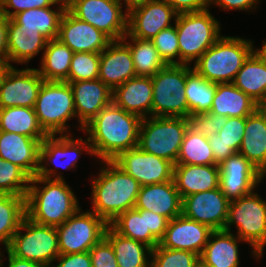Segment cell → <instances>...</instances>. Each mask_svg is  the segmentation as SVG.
Masks as SVG:
<instances>
[{
	"label": "cell",
	"mask_w": 266,
	"mask_h": 267,
	"mask_svg": "<svg viewBox=\"0 0 266 267\" xmlns=\"http://www.w3.org/2000/svg\"><path fill=\"white\" fill-rule=\"evenodd\" d=\"M142 118L126 112L113 102L104 107L83 127L91 144L93 156L112 161L120 153L138 147Z\"/></svg>",
	"instance_id": "cell-1"
},
{
	"label": "cell",
	"mask_w": 266,
	"mask_h": 267,
	"mask_svg": "<svg viewBox=\"0 0 266 267\" xmlns=\"http://www.w3.org/2000/svg\"><path fill=\"white\" fill-rule=\"evenodd\" d=\"M92 180V212L110 225L120 214L135 207L141 184L113 161Z\"/></svg>",
	"instance_id": "cell-2"
},
{
	"label": "cell",
	"mask_w": 266,
	"mask_h": 267,
	"mask_svg": "<svg viewBox=\"0 0 266 267\" xmlns=\"http://www.w3.org/2000/svg\"><path fill=\"white\" fill-rule=\"evenodd\" d=\"M40 184L44 186L40 188ZM79 208L78 198L65 179L51 180L38 176L30 179L26 195V217L31 221L58 227Z\"/></svg>",
	"instance_id": "cell-3"
},
{
	"label": "cell",
	"mask_w": 266,
	"mask_h": 267,
	"mask_svg": "<svg viewBox=\"0 0 266 267\" xmlns=\"http://www.w3.org/2000/svg\"><path fill=\"white\" fill-rule=\"evenodd\" d=\"M253 49L250 39L221 36L194 62L192 68L212 83H232Z\"/></svg>",
	"instance_id": "cell-4"
},
{
	"label": "cell",
	"mask_w": 266,
	"mask_h": 267,
	"mask_svg": "<svg viewBox=\"0 0 266 267\" xmlns=\"http://www.w3.org/2000/svg\"><path fill=\"white\" fill-rule=\"evenodd\" d=\"M231 225L237 227L235 235L250 244L251 255L260 259L266 246V200L253 191L230 201L224 230L231 232Z\"/></svg>",
	"instance_id": "cell-5"
},
{
	"label": "cell",
	"mask_w": 266,
	"mask_h": 267,
	"mask_svg": "<svg viewBox=\"0 0 266 267\" xmlns=\"http://www.w3.org/2000/svg\"><path fill=\"white\" fill-rule=\"evenodd\" d=\"M174 21L180 64L196 62L222 36L221 25L208 8L199 12L179 13Z\"/></svg>",
	"instance_id": "cell-6"
},
{
	"label": "cell",
	"mask_w": 266,
	"mask_h": 267,
	"mask_svg": "<svg viewBox=\"0 0 266 267\" xmlns=\"http://www.w3.org/2000/svg\"><path fill=\"white\" fill-rule=\"evenodd\" d=\"M43 131L48 135H67L71 120L76 116L73 92L66 81H44L34 106Z\"/></svg>",
	"instance_id": "cell-7"
},
{
	"label": "cell",
	"mask_w": 266,
	"mask_h": 267,
	"mask_svg": "<svg viewBox=\"0 0 266 267\" xmlns=\"http://www.w3.org/2000/svg\"><path fill=\"white\" fill-rule=\"evenodd\" d=\"M188 128V119L183 117L143 118L138 147L146 153L164 158L175 165Z\"/></svg>",
	"instance_id": "cell-8"
},
{
	"label": "cell",
	"mask_w": 266,
	"mask_h": 267,
	"mask_svg": "<svg viewBox=\"0 0 266 267\" xmlns=\"http://www.w3.org/2000/svg\"><path fill=\"white\" fill-rule=\"evenodd\" d=\"M7 250L20 259L51 267L60 255L57 229L37 224L25 217Z\"/></svg>",
	"instance_id": "cell-9"
},
{
	"label": "cell",
	"mask_w": 266,
	"mask_h": 267,
	"mask_svg": "<svg viewBox=\"0 0 266 267\" xmlns=\"http://www.w3.org/2000/svg\"><path fill=\"white\" fill-rule=\"evenodd\" d=\"M151 79L152 116L187 118L190 112L185 96L186 64H168Z\"/></svg>",
	"instance_id": "cell-10"
},
{
	"label": "cell",
	"mask_w": 266,
	"mask_h": 267,
	"mask_svg": "<svg viewBox=\"0 0 266 267\" xmlns=\"http://www.w3.org/2000/svg\"><path fill=\"white\" fill-rule=\"evenodd\" d=\"M67 10L107 35L112 41L127 34L128 13L117 0H66Z\"/></svg>",
	"instance_id": "cell-11"
},
{
	"label": "cell",
	"mask_w": 266,
	"mask_h": 267,
	"mask_svg": "<svg viewBox=\"0 0 266 267\" xmlns=\"http://www.w3.org/2000/svg\"><path fill=\"white\" fill-rule=\"evenodd\" d=\"M71 134L47 136L40 144L39 170L38 177L51 180H64L63 174L58 173L57 168L73 170L77 165L81 152L85 151L93 155L91 144L87 139L83 141L82 137L78 140L73 139ZM45 162V164H44ZM49 164L54 168H48ZM73 168V169H72ZM58 173V174H57ZM54 177V178H53Z\"/></svg>",
	"instance_id": "cell-12"
},
{
	"label": "cell",
	"mask_w": 266,
	"mask_h": 267,
	"mask_svg": "<svg viewBox=\"0 0 266 267\" xmlns=\"http://www.w3.org/2000/svg\"><path fill=\"white\" fill-rule=\"evenodd\" d=\"M107 226L94 212H84L79 208L56 227L60 254L88 252L104 237Z\"/></svg>",
	"instance_id": "cell-13"
},
{
	"label": "cell",
	"mask_w": 266,
	"mask_h": 267,
	"mask_svg": "<svg viewBox=\"0 0 266 267\" xmlns=\"http://www.w3.org/2000/svg\"><path fill=\"white\" fill-rule=\"evenodd\" d=\"M44 79L36 68L7 66L0 78V109L14 106L34 108Z\"/></svg>",
	"instance_id": "cell-14"
},
{
	"label": "cell",
	"mask_w": 266,
	"mask_h": 267,
	"mask_svg": "<svg viewBox=\"0 0 266 267\" xmlns=\"http://www.w3.org/2000/svg\"><path fill=\"white\" fill-rule=\"evenodd\" d=\"M169 220L151 210L129 209L120 214L110 226L120 235L145 243L152 249L163 238Z\"/></svg>",
	"instance_id": "cell-15"
},
{
	"label": "cell",
	"mask_w": 266,
	"mask_h": 267,
	"mask_svg": "<svg viewBox=\"0 0 266 267\" xmlns=\"http://www.w3.org/2000/svg\"><path fill=\"white\" fill-rule=\"evenodd\" d=\"M141 186L173 180L174 164L164 158L142 151L139 147L120 153L112 160Z\"/></svg>",
	"instance_id": "cell-16"
},
{
	"label": "cell",
	"mask_w": 266,
	"mask_h": 267,
	"mask_svg": "<svg viewBox=\"0 0 266 267\" xmlns=\"http://www.w3.org/2000/svg\"><path fill=\"white\" fill-rule=\"evenodd\" d=\"M229 202L220 187L195 193L182 198V215L213 231L224 230Z\"/></svg>",
	"instance_id": "cell-17"
},
{
	"label": "cell",
	"mask_w": 266,
	"mask_h": 267,
	"mask_svg": "<svg viewBox=\"0 0 266 267\" xmlns=\"http://www.w3.org/2000/svg\"><path fill=\"white\" fill-rule=\"evenodd\" d=\"M178 13L162 0L149 1L128 12L127 34L137 39L154 38L171 25Z\"/></svg>",
	"instance_id": "cell-18"
},
{
	"label": "cell",
	"mask_w": 266,
	"mask_h": 267,
	"mask_svg": "<svg viewBox=\"0 0 266 267\" xmlns=\"http://www.w3.org/2000/svg\"><path fill=\"white\" fill-rule=\"evenodd\" d=\"M219 169V187L229 201L252 193L259 185L258 169L239 152L225 159Z\"/></svg>",
	"instance_id": "cell-19"
},
{
	"label": "cell",
	"mask_w": 266,
	"mask_h": 267,
	"mask_svg": "<svg viewBox=\"0 0 266 267\" xmlns=\"http://www.w3.org/2000/svg\"><path fill=\"white\" fill-rule=\"evenodd\" d=\"M74 53H101L112 40L87 22L81 21L66 10L60 21L58 38Z\"/></svg>",
	"instance_id": "cell-20"
},
{
	"label": "cell",
	"mask_w": 266,
	"mask_h": 267,
	"mask_svg": "<svg viewBox=\"0 0 266 267\" xmlns=\"http://www.w3.org/2000/svg\"><path fill=\"white\" fill-rule=\"evenodd\" d=\"M212 231L208 226L181 214L169 220L159 245L168 249L191 251L200 256Z\"/></svg>",
	"instance_id": "cell-21"
},
{
	"label": "cell",
	"mask_w": 266,
	"mask_h": 267,
	"mask_svg": "<svg viewBox=\"0 0 266 267\" xmlns=\"http://www.w3.org/2000/svg\"><path fill=\"white\" fill-rule=\"evenodd\" d=\"M74 98V106L80 130L104 107L112 103V90L100 79L68 81Z\"/></svg>",
	"instance_id": "cell-22"
},
{
	"label": "cell",
	"mask_w": 266,
	"mask_h": 267,
	"mask_svg": "<svg viewBox=\"0 0 266 267\" xmlns=\"http://www.w3.org/2000/svg\"><path fill=\"white\" fill-rule=\"evenodd\" d=\"M137 77L130 48L122 41H112L101 53L99 77L112 91Z\"/></svg>",
	"instance_id": "cell-23"
},
{
	"label": "cell",
	"mask_w": 266,
	"mask_h": 267,
	"mask_svg": "<svg viewBox=\"0 0 266 267\" xmlns=\"http://www.w3.org/2000/svg\"><path fill=\"white\" fill-rule=\"evenodd\" d=\"M40 144L38 139L0 131V158L17 165L33 178L39 170Z\"/></svg>",
	"instance_id": "cell-24"
},
{
	"label": "cell",
	"mask_w": 266,
	"mask_h": 267,
	"mask_svg": "<svg viewBox=\"0 0 266 267\" xmlns=\"http://www.w3.org/2000/svg\"><path fill=\"white\" fill-rule=\"evenodd\" d=\"M135 209L152 211L171 220L182 214V198L174 180L141 186Z\"/></svg>",
	"instance_id": "cell-25"
},
{
	"label": "cell",
	"mask_w": 266,
	"mask_h": 267,
	"mask_svg": "<svg viewBox=\"0 0 266 267\" xmlns=\"http://www.w3.org/2000/svg\"><path fill=\"white\" fill-rule=\"evenodd\" d=\"M152 91L151 77L137 76L113 90L112 102L143 119L152 116Z\"/></svg>",
	"instance_id": "cell-26"
},
{
	"label": "cell",
	"mask_w": 266,
	"mask_h": 267,
	"mask_svg": "<svg viewBox=\"0 0 266 267\" xmlns=\"http://www.w3.org/2000/svg\"><path fill=\"white\" fill-rule=\"evenodd\" d=\"M173 180L181 198L219 188V165H174Z\"/></svg>",
	"instance_id": "cell-27"
},
{
	"label": "cell",
	"mask_w": 266,
	"mask_h": 267,
	"mask_svg": "<svg viewBox=\"0 0 266 267\" xmlns=\"http://www.w3.org/2000/svg\"><path fill=\"white\" fill-rule=\"evenodd\" d=\"M47 39L36 29H20L9 19L8 23V52L7 65L12 63L25 64L34 58L40 51L45 49Z\"/></svg>",
	"instance_id": "cell-28"
},
{
	"label": "cell",
	"mask_w": 266,
	"mask_h": 267,
	"mask_svg": "<svg viewBox=\"0 0 266 267\" xmlns=\"http://www.w3.org/2000/svg\"><path fill=\"white\" fill-rule=\"evenodd\" d=\"M242 241L232 232L212 231L200 255V262L207 267H238L240 264L238 243Z\"/></svg>",
	"instance_id": "cell-29"
},
{
	"label": "cell",
	"mask_w": 266,
	"mask_h": 267,
	"mask_svg": "<svg viewBox=\"0 0 266 267\" xmlns=\"http://www.w3.org/2000/svg\"><path fill=\"white\" fill-rule=\"evenodd\" d=\"M258 108L259 105L233 83L216 84L211 114L225 117H247Z\"/></svg>",
	"instance_id": "cell-30"
},
{
	"label": "cell",
	"mask_w": 266,
	"mask_h": 267,
	"mask_svg": "<svg viewBox=\"0 0 266 267\" xmlns=\"http://www.w3.org/2000/svg\"><path fill=\"white\" fill-rule=\"evenodd\" d=\"M57 9L51 7L34 8L17 13L11 19L20 29H36L48 41L57 39L60 21L67 10L66 0H59Z\"/></svg>",
	"instance_id": "cell-31"
},
{
	"label": "cell",
	"mask_w": 266,
	"mask_h": 267,
	"mask_svg": "<svg viewBox=\"0 0 266 267\" xmlns=\"http://www.w3.org/2000/svg\"><path fill=\"white\" fill-rule=\"evenodd\" d=\"M239 153L258 170L266 163V116L259 108L246 117Z\"/></svg>",
	"instance_id": "cell-32"
},
{
	"label": "cell",
	"mask_w": 266,
	"mask_h": 267,
	"mask_svg": "<svg viewBox=\"0 0 266 267\" xmlns=\"http://www.w3.org/2000/svg\"><path fill=\"white\" fill-rule=\"evenodd\" d=\"M104 237L113 247L118 267H151L152 248L145 243L120 235L110 225Z\"/></svg>",
	"instance_id": "cell-33"
},
{
	"label": "cell",
	"mask_w": 266,
	"mask_h": 267,
	"mask_svg": "<svg viewBox=\"0 0 266 267\" xmlns=\"http://www.w3.org/2000/svg\"><path fill=\"white\" fill-rule=\"evenodd\" d=\"M232 83L259 106L262 105L266 100V63L253 52Z\"/></svg>",
	"instance_id": "cell-34"
},
{
	"label": "cell",
	"mask_w": 266,
	"mask_h": 267,
	"mask_svg": "<svg viewBox=\"0 0 266 267\" xmlns=\"http://www.w3.org/2000/svg\"><path fill=\"white\" fill-rule=\"evenodd\" d=\"M0 131L21 134L40 142L48 136L41 128L34 108L23 106L0 109Z\"/></svg>",
	"instance_id": "cell-35"
},
{
	"label": "cell",
	"mask_w": 266,
	"mask_h": 267,
	"mask_svg": "<svg viewBox=\"0 0 266 267\" xmlns=\"http://www.w3.org/2000/svg\"><path fill=\"white\" fill-rule=\"evenodd\" d=\"M74 52L59 39L47 41L37 69L44 81H66Z\"/></svg>",
	"instance_id": "cell-36"
},
{
	"label": "cell",
	"mask_w": 266,
	"mask_h": 267,
	"mask_svg": "<svg viewBox=\"0 0 266 267\" xmlns=\"http://www.w3.org/2000/svg\"><path fill=\"white\" fill-rule=\"evenodd\" d=\"M216 83L204 79L190 65H186L185 96L190 114H203L211 110Z\"/></svg>",
	"instance_id": "cell-37"
},
{
	"label": "cell",
	"mask_w": 266,
	"mask_h": 267,
	"mask_svg": "<svg viewBox=\"0 0 266 267\" xmlns=\"http://www.w3.org/2000/svg\"><path fill=\"white\" fill-rule=\"evenodd\" d=\"M25 217V196L0 193V244L5 250Z\"/></svg>",
	"instance_id": "cell-38"
},
{
	"label": "cell",
	"mask_w": 266,
	"mask_h": 267,
	"mask_svg": "<svg viewBox=\"0 0 266 267\" xmlns=\"http://www.w3.org/2000/svg\"><path fill=\"white\" fill-rule=\"evenodd\" d=\"M128 38L130 42L126 41ZM122 41L130 48L137 76L152 77L167 65L152 40L137 39L126 34Z\"/></svg>",
	"instance_id": "cell-39"
},
{
	"label": "cell",
	"mask_w": 266,
	"mask_h": 267,
	"mask_svg": "<svg viewBox=\"0 0 266 267\" xmlns=\"http://www.w3.org/2000/svg\"><path fill=\"white\" fill-rule=\"evenodd\" d=\"M175 165H217L209 139L188 128Z\"/></svg>",
	"instance_id": "cell-40"
},
{
	"label": "cell",
	"mask_w": 266,
	"mask_h": 267,
	"mask_svg": "<svg viewBox=\"0 0 266 267\" xmlns=\"http://www.w3.org/2000/svg\"><path fill=\"white\" fill-rule=\"evenodd\" d=\"M30 179L20 167L0 158V193L26 197Z\"/></svg>",
	"instance_id": "cell-41"
},
{
	"label": "cell",
	"mask_w": 266,
	"mask_h": 267,
	"mask_svg": "<svg viewBox=\"0 0 266 267\" xmlns=\"http://www.w3.org/2000/svg\"><path fill=\"white\" fill-rule=\"evenodd\" d=\"M200 256L186 250L168 249L159 244L151 251V267H196Z\"/></svg>",
	"instance_id": "cell-42"
},
{
	"label": "cell",
	"mask_w": 266,
	"mask_h": 267,
	"mask_svg": "<svg viewBox=\"0 0 266 267\" xmlns=\"http://www.w3.org/2000/svg\"><path fill=\"white\" fill-rule=\"evenodd\" d=\"M99 63L100 53H74L70 63L68 81L98 79Z\"/></svg>",
	"instance_id": "cell-43"
},
{
	"label": "cell",
	"mask_w": 266,
	"mask_h": 267,
	"mask_svg": "<svg viewBox=\"0 0 266 267\" xmlns=\"http://www.w3.org/2000/svg\"><path fill=\"white\" fill-rule=\"evenodd\" d=\"M151 40L153 41L154 47L156 48L160 57L167 65L180 64L179 43L176 25L161 30Z\"/></svg>",
	"instance_id": "cell-44"
},
{
	"label": "cell",
	"mask_w": 266,
	"mask_h": 267,
	"mask_svg": "<svg viewBox=\"0 0 266 267\" xmlns=\"http://www.w3.org/2000/svg\"><path fill=\"white\" fill-rule=\"evenodd\" d=\"M245 126L246 117H226L225 126L208 137L209 142H224L237 153L244 137Z\"/></svg>",
	"instance_id": "cell-45"
},
{
	"label": "cell",
	"mask_w": 266,
	"mask_h": 267,
	"mask_svg": "<svg viewBox=\"0 0 266 267\" xmlns=\"http://www.w3.org/2000/svg\"><path fill=\"white\" fill-rule=\"evenodd\" d=\"M189 128L204 137L218 133L226 124V117L214 115L210 112L203 114H190L188 117Z\"/></svg>",
	"instance_id": "cell-46"
},
{
	"label": "cell",
	"mask_w": 266,
	"mask_h": 267,
	"mask_svg": "<svg viewBox=\"0 0 266 267\" xmlns=\"http://www.w3.org/2000/svg\"><path fill=\"white\" fill-rule=\"evenodd\" d=\"M92 267H118L111 243L103 237L90 250Z\"/></svg>",
	"instance_id": "cell-47"
},
{
	"label": "cell",
	"mask_w": 266,
	"mask_h": 267,
	"mask_svg": "<svg viewBox=\"0 0 266 267\" xmlns=\"http://www.w3.org/2000/svg\"><path fill=\"white\" fill-rule=\"evenodd\" d=\"M59 0H0V10L11 19L21 11L57 5ZM14 9V10H10Z\"/></svg>",
	"instance_id": "cell-48"
},
{
	"label": "cell",
	"mask_w": 266,
	"mask_h": 267,
	"mask_svg": "<svg viewBox=\"0 0 266 267\" xmlns=\"http://www.w3.org/2000/svg\"><path fill=\"white\" fill-rule=\"evenodd\" d=\"M57 260V265L52 264L53 266L51 267H92L89 251L73 254H60L55 259V261Z\"/></svg>",
	"instance_id": "cell-49"
},
{
	"label": "cell",
	"mask_w": 266,
	"mask_h": 267,
	"mask_svg": "<svg viewBox=\"0 0 266 267\" xmlns=\"http://www.w3.org/2000/svg\"><path fill=\"white\" fill-rule=\"evenodd\" d=\"M171 6L178 14L199 12L209 8L208 0H162Z\"/></svg>",
	"instance_id": "cell-50"
},
{
	"label": "cell",
	"mask_w": 266,
	"mask_h": 267,
	"mask_svg": "<svg viewBox=\"0 0 266 267\" xmlns=\"http://www.w3.org/2000/svg\"><path fill=\"white\" fill-rule=\"evenodd\" d=\"M261 2V0H208L209 6H219L225 10H239V11H254L256 5ZM251 10V11H250Z\"/></svg>",
	"instance_id": "cell-51"
},
{
	"label": "cell",
	"mask_w": 266,
	"mask_h": 267,
	"mask_svg": "<svg viewBox=\"0 0 266 267\" xmlns=\"http://www.w3.org/2000/svg\"><path fill=\"white\" fill-rule=\"evenodd\" d=\"M9 18L0 10V59L7 63Z\"/></svg>",
	"instance_id": "cell-52"
},
{
	"label": "cell",
	"mask_w": 266,
	"mask_h": 267,
	"mask_svg": "<svg viewBox=\"0 0 266 267\" xmlns=\"http://www.w3.org/2000/svg\"><path fill=\"white\" fill-rule=\"evenodd\" d=\"M214 161L217 165H220L225 159H228L231 155H234L236 152L229 147L224 142H209Z\"/></svg>",
	"instance_id": "cell-53"
},
{
	"label": "cell",
	"mask_w": 266,
	"mask_h": 267,
	"mask_svg": "<svg viewBox=\"0 0 266 267\" xmlns=\"http://www.w3.org/2000/svg\"><path fill=\"white\" fill-rule=\"evenodd\" d=\"M5 252H7L8 255V267H45L34 261L20 259L12 255L7 249Z\"/></svg>",
	"instance_id": "cell-54"
},
{
	"label": "cell",
	"mask_w": 266,
	"mask_h": 267,
	"mask_svg": "<svg viewBox=\"0 0 266 267\" xmlns=\"http://www.w3.org/2000/svg\"><path fill=\"white\" fill-rule=\"evenodd\" d=\"M121 5L122 7L125 6V12H129L130 10L138 7V6H141V5H144L146 4L147 2L149 1H153V0H117ZM124 1V2H122ZM123 3L125 5H123Z\"/></svg>",
	"instance_id": "cell-55"
},
{
	"label": "cell",
	"mask_w": 266,
	"mask_h": 267,
	"mask_svg": "<svg viewBox=\"0 0 266 267\" xmlns=\"http://www.w3.org/2000/svg\"><path fill=\"white\" fill-rule=\"evenodd\" d=\"M262 43L263 45L261 46V48L256 49L254 47L253 52L266 63V42L263 41Z\"/></svg>",
	"instance_id": "cell-56"
},
{
	"label": "cell",
	"mask_w": 266,
	"mask_h": 267,
	"mask_svg": "<svg viewBox=\"0 0 266 267\" xmlns=\"http://www.w3.org/2000/svg\"><path fill=\"white\" fill-rule=\"evenodd\" d=\"M258 183H261L264 177H266V163L258 170Z\"/></svg>",
	"instance_id": "cell-57"
},
{
	"label": "cell",
	"mask_w": 266,
	"mask_h": 267,
	"mask_svg": "<svg viewBox=\"0 0 266 267\" xmlns=\"http://www.w3.org/2000/svg\"><path fill=\"white\" fill-rule=\"evenodd\" d=\"M7 66H8L7 63L0 59V78H1L4 70L7 68Z\"/></svg>",
	"instance_id": "cell-58"
},
{
	"label": "cell",
	"mask_w": 266,
	"mask_h": 267,
	"mask_svg": "<svg viewBox=\"0 0 266 267\" xmlns=\"http://www.w3.org/2000/svg\"><path fill=\"white\" fill-rule=\"evenodd\" d=\"M259 109H266V100L262 105L259 106Z\"/></svg>",
	"instance_id": "cell-59"
},
{
	"label": "cell",
	"mask_w": 266,
	"mask_h": 267,
	"mask_svg": "<svg viewBox=\"0 0 266 267\" xmlns=\"http://www.w3.org/2000/svg\"><path fill=\"white\" fill-rule=\"evenodd\" d=\"M3 258L4 257H3L2 253H1V256H0V267L4 266V264H3L4 262H2Z\"/></svg>",
	"instance_id": "cell-60"
},
{
	"label": "cell",
	"mask_w": 266,
	"mask_h": 267,
	"mask_svg": "<svg viewBox=\"0 0 266 267\" xmlns=\"http://www.w3.org/2000/svg\"><path fill=\"white\" fill-rule=\"evenodd\" d=\"M196 267H207L203 263L199 262Z\"/></svg>",
	"instance_id": "cell-61"
},
{
	"label": "cell",
	"mask_w": 266,
	"mask_h": 267,
	"mask_svg": "<svg viewBox=\"0 0 266 267\" xmlns=\"http://www.w3.org/2000/svg\"><path fill=\"white\" fill-rule=\"evenodd\" d=\"M266 116V109H260Z\"/></svg>",
	"instance_id": "cell-62"
}]
</instances>
